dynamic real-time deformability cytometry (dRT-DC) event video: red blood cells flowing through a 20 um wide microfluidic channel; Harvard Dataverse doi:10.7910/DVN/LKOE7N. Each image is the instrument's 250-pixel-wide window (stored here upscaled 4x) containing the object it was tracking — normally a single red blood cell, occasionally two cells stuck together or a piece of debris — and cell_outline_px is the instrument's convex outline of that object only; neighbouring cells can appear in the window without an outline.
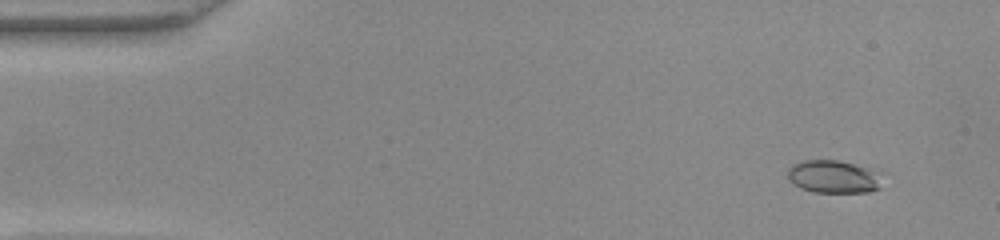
{"species": "common noctule bat (a hibernating species)", "species_latin": "Nyctalus noctula", "temperature_condition": "warm", "stored_images_in_passage": 50, "camera_frame_rate_fps": 3000, "um_per_image_px": 0.085, "animal": {"sex": "female", "body_mass_g": 22.0, "forearm_length_mm": 56.7}, "frame": {"image": 1, "passage_image": 4, "time_ms": 1.0, "image_size_px": [1000, 240], "cell_outline_px": [[880, 188], [868, 192], [812, 192], [800, 188], [788, 180], [788, 168], [792, 164], [804, 160], [840, 160], [868, 168], [880, 172]], "centroid_in_image_um": [70.82, 15.02], "position_along_channel_um": 14.2, "area_um2": 18.21}}
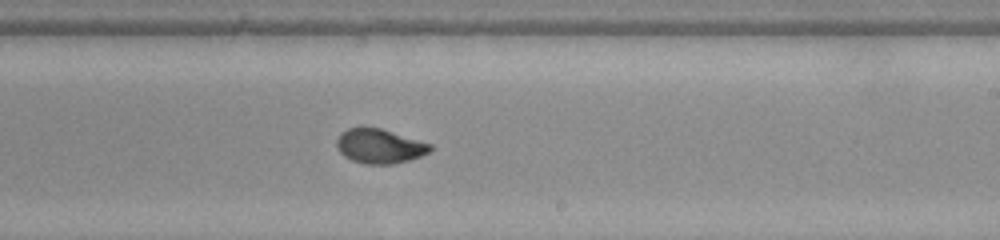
{"frame": {"image": 2, "passage_image": 30, "time_ms": 9.667, "image_size_px": [1000, 240], "cell_outline_px": [[432, 148], [428, 152], [420, 156], [408, 160], [392, 164], [364, 164], [352, 160], [344, 156], [336, 148], [336, 140], [340, 132], [348, 128], [380, 128], [432, 144]], "centroid_in_image_um": [32.23, 12.43], "position_along_channel_um": 256.8, "area_um2": 18.67}}
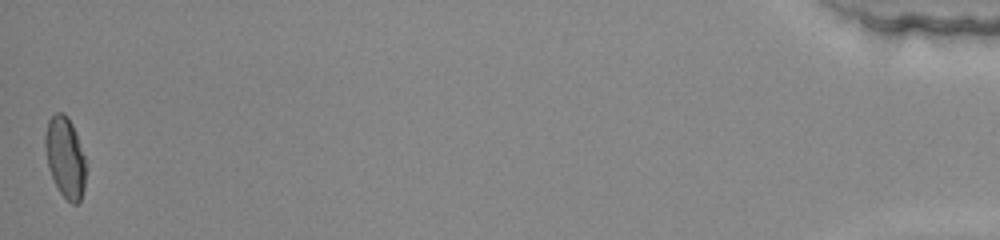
{"frame": {"image": 3, "passage_image": 50, "time_ms": 16.333, "image_size_px": [1000, 240], "cell_outline_px": [[84, 188], [80, 200], [76, 204], [72, 204], [60, 192], [48, 168], [44, 148], [44, 132], [48, 120], [56, 112], [64, 112], [68, 116], [72, 124], [84, 156]], "centroid_in_image_um": [5.5, 13.33], "position_along_channel_um": 429.7, "area_um2": 18.96}, "authors_computed_cell_mechanics": {"area_um2": 18.9295, "velocity_mm_per_s": 4.0856, "shape_relaxation_time_tau1_ms": 5.027, "shape_relaxation_time_tau2_ms": 0.8336, "deformation_change_tau1": 0.205, "deformation_change_tau2": 0.0495}}